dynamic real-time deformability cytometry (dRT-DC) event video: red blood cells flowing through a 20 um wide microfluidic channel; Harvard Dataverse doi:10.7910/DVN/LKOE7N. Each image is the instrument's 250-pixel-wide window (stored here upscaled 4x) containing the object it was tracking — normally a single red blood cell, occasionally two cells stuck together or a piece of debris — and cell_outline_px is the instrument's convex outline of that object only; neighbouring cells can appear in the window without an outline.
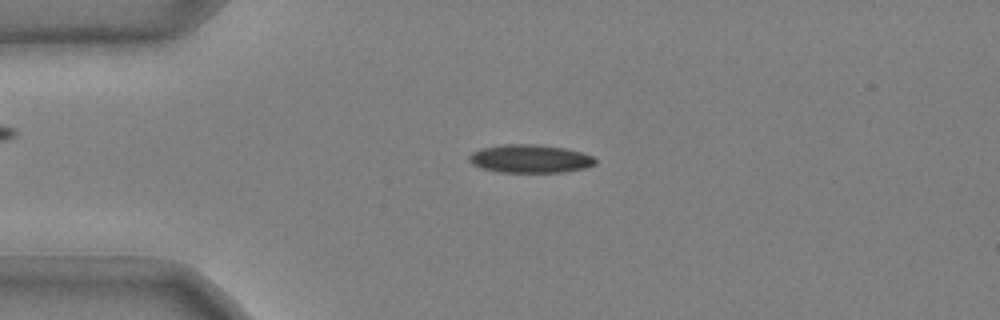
{"species": "common noctule bat (a hibernating species)", "species_latin": "Nyctalus noctula", "temperature_condition": "cold", "stored_images_in_passage": 50, "camera_frame_rate_fps": 3000, "um_per_image_px": 0.085, "animal": {"sex": "male", "body_mass_g": 20.4}, "frame": {"image": 1, "passage_image": 12, "time_ms": 3.667, "image_size_px": [1000, 320], "cell_outline_px": [[596, 164], [584, 168], [564, 172], [500, 172], [480, 168], [472, 164], [468, 160], [468, 156], [472, 152], [480, 148], [504, 144], [540, 144], [564, 148], [580, 152], [592, 156], [596, 160]], "centroid_in_image_um": [45.02, 13.49], "position_along_channel_um": 40.0, "area_um2": 20.87}}
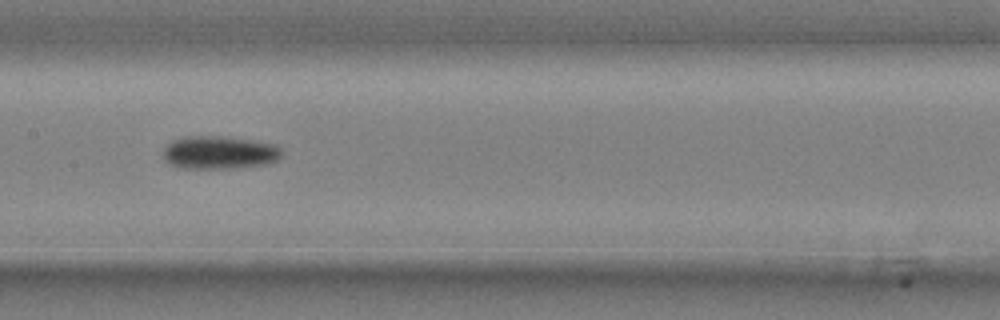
{"frame": {"image": 2, "passage_image": 26, "time_ms": 8.333, "image_size_px": [1000, 320], "cell_outline_px": [[280, 156], [276, 160], [264, 164], [240, 168], [180, 168], [168, 164], [160, 156], [164, 148], [172, 140], [184, 136], [220, 136], [276, 144], [280, 148]], "centroid_in_image_um": [18.55, 12.97], "position_along_channel_um": 188.8, "area_um2": 22.95}}
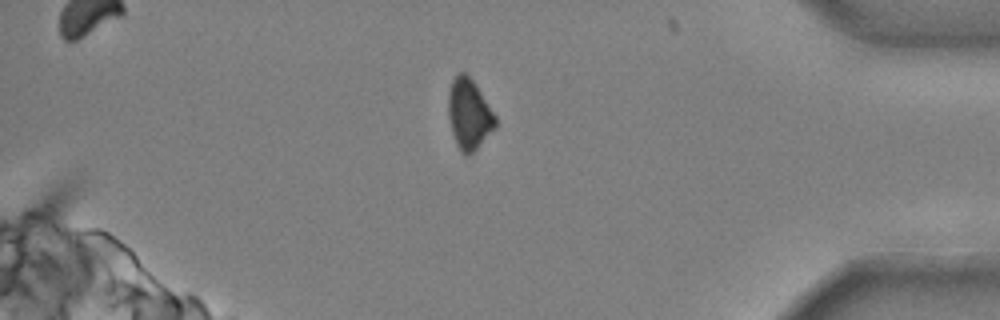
{"frame": {"image": 3, "passage_image": 45, "time_ms": 14.667, "image_size_px": [1000, 320], "cell_outline_px": [[496, 128], [468, 156], [464, 156], [460, 152], [456, 144], [452, 132], [448, 116], [448, 92], [452, 80], [460, 72], [464, 72], [476, 84], [496, 116]], "centroid_in_image_um": [39.86, 9.71], "position_along_channel_um": 395.3, "area_um2": 19.36}, "authors_computed_cell_mechanics": {"area_um2": 20.9814, "velocity_mm_per_s": 3.7244, "shape_relaxation_time_tau1_ms": 3.1312, "shape_relaxation_time_tau2_ms": null, "deformation_change_tau1": 0.0846, "deformation_change_tau2": null}}